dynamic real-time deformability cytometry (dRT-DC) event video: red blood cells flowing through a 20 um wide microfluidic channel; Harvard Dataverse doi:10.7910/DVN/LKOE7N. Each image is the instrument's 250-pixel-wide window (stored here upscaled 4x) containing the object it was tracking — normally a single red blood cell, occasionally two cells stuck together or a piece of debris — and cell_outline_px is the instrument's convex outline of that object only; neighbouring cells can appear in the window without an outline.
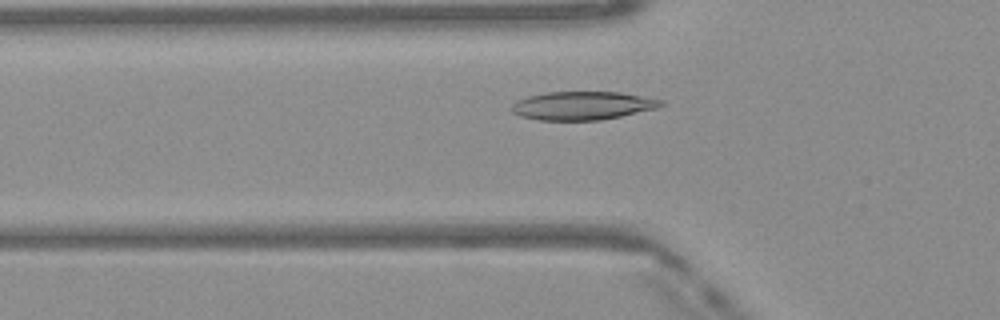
{"species": "Egyptian fruit bat (a non-hibernating species)", "species_latin": "Rousettus aegyptiacus", "temperature_condition": "warm", "stored_images_in_passage": 43, "camera_frame_rate_fps": 3000, "um_per_image_px": 0.085, "frame": {"image": 1, "passage_image": 10, "time_ms": 3.0, "image_size_px": [1000, 320], "cell_outline_px": [[664, 104], [656, 108], [620, 116], [600, 120], [540, 120], [520, 116], [512, 112], [508, 108], [512, 104], [528, 96], [548, 92], [620, 92], [664, 100]], "centroid_in_image_um": [49.49, 8.98], "position_along_channel_um": 76.3, "area_um2": 24.57}}
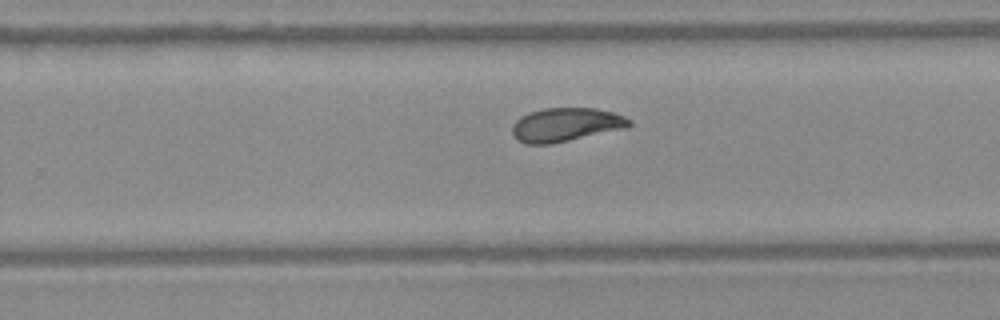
{"frame": {"image": 2, "passage_image": 25, "time_ms": 8.0, "image_size_px": [1000, 320], "cell_outline_px": [[632, 124], [628, 128], [548, 144], [524, 144], [516, 140], [512, 132], [512, 124], [520, 116], [528, 112], [544, 108], [596, 108], [612, 112], [624, 116], [632, 120]], "centroid_in_image_um": [48.08, 10.59], "position_along_channel_um": 281.7, "area_um2": 23.12}}
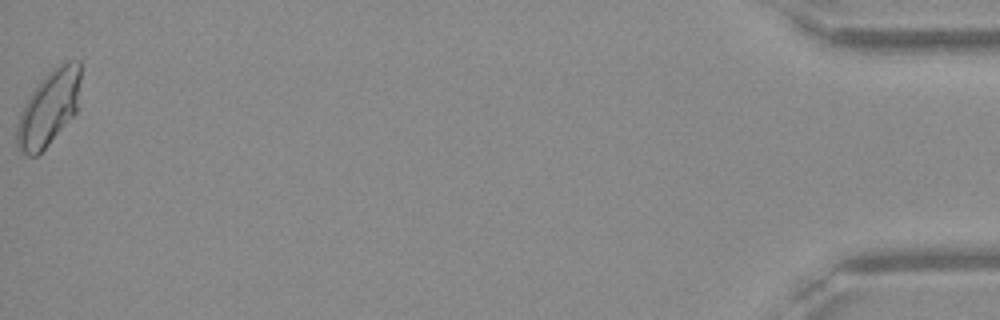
{"frame": {"image": 3, "passage_image": 43, "time_ms": 14.0, "image_size_px": [1000, 320], "cell_outline_px": [[80, 80], [76, 112], [48, 144], [36, 156], [28, 156], [16, 144], [16, 128], [24, 104], [28, 96], [44, 76], [48, 72], [60, 64], [68, 60], [80, 60]], "centroid_in_image_um": [4.15, 9.15], "position_along_channel_um": 431.1, "area_um2": 27.34}, "authors_computed_cell_mechanics": {"area_um2": 23.3512, "velocity_mm_per_s": 4.0861, "shape_relaxation_time_tau1_ms": 4.055, "shape_relaxation_time_tau2_ms": 1.7481, "deformation_change_tau1": 0.1422, "deformation_change_tau2": 0.0515}}